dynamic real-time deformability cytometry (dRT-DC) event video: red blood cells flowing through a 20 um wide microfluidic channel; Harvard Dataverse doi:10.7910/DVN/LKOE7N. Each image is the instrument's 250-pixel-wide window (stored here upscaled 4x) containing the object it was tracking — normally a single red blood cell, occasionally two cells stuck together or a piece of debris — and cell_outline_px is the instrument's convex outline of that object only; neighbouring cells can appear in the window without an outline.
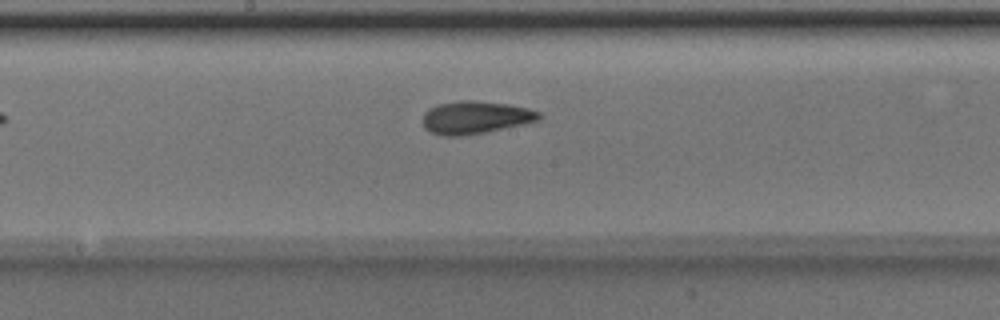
{"species": "Egyptian fruit bat (a non-hibernating species)", "species_latin": "Rousettus aegyptiacus", "temperature_condition": "room temperature", "stored_images_in_passage": 8, "camera_frame_rate_fps": 3000, "um_per_image_px": 0.085, "animal": {"sex": "male"}, "frame": {"image": 1, "passage_image": 8, "time_ms": 2.333, "image_size_px": [1000, 320], "cell_outline_px": [[540, 120], [484, 132], [460, 136], [440, 136], [424, 128], [424, 112], [428, 108], [440, 104], [460, 100], [476, 100], [508, 104], [528, 108], [540, 112]], "centroid_in_image_um": [40.39, 9.97], "position_along_channel_um": 207.8, "area_um2": 22.02}}